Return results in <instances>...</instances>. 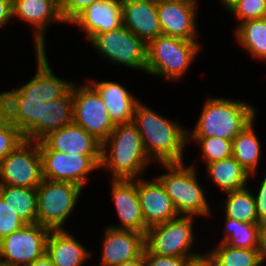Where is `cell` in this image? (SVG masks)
<instances>
[{"label": "cell", "instance_id": "d6a6232c", "mask_svg": "<svg viewBox=\"0 0 266 266\" xmlns=\"http://www.w3.org/2000/svg\"><path fill=\"white\" fill-rule=\"evenodd\" d=\"M189 142H197L205 165L232 156V141L218 137H188Z\"/></svg>", "mask_w": 266, "mask_h": 266}, {"label": "cell", "instance_id": "ab89813d", "mask_svg": "<svg viewBox=\"0 0 266 266\" xmlns=\"http://www.w3.org/2000/svg\"><path fill=\"white\" fill-rule=\"evenodd\" d=\"M13 19L12 0H0V29Z\"/></svg>", "mask_w": 266, "mask_h": 266}, {"label": "cell", "instance_id": "52a82bcc", "mask_svg": "<svg viewBox=\"0 0 266 266\" xmlns=\"http://www.w3.org/2000/svg\"><path fill=\"white\" fill-rule=\"evenodd\" d=\"M194 221V216H179L149 227L145 235V248L160 256L191 259L200 255L196 250L191 251L196 241Z\"/></svg>", "mask_w": 266, "mask_h": 266}, {"label": "cell", "instance_id": "1f68e13d", "mask_svg": "<svg viewBox=\"0 0 266 266\" xmlns=\"http://www.w3.org/2000/svg\"><path fill=\"white\" fill-rule=\"evenodd\" d=\"M207 253L214 266H261L258 249L237 248L219 242Z\"/></svg>", "mask_w": 266, "mask_h": 266}, {"label": "cell", "instance_id": "8992f818", "mask_svg": "<svg viewBox=\"0 0 266 266\" xmlns=\"http://www.w3.org/2000/svg\"><path fill=\"white\" fill-rule=\"evenodd\" d=\"M36 189V223L50 230H65L64 224L77 207L83 188L75 183L43 178Z\"/></svg>", "mask_w": 266, "mask_h": 266}, {"label": "cell", "instance_id": "2e32d148", "mask_svg": "<svg viewBox=\"0 0 266 266\" xmlns=\"http://www.w3.org/2000/svg\"><path fill=\"white\" fill-rule=\"evenodd\" d=\"M103 243V244H102ZM100 266H118L143 255L145 235L124 229L107 226L102 236Z\"/></svg>", "mask_w": 266, "mask_h": 266}, {"label": "cell", "instance_id": "7402d4cb", "mask_svg": "<svg viewBox=\"0 0 266 266\" xmlns=\"http://www.w3.org/2000/svg\"><path fill=\"white\" fill-rule=\"evenodd\" d=\"M123 25L146 44L162 35L157 4L143 0H122Z\"/></svg>", "mask_w": 266, "mask_h": 266}, {"label": "cell", "instance_id": "d590c367", "mask_svg": "<svg viewBox=\"0 0 266 266\" xmlns=\"http://www.w3.org/2000/svg\"><path fill=\"white\" fill-rule=\"evenodd\" d=\"M25 225L22 218L15 214L0 196V240Z\"/></svg>", "mask_w": 266, "mask_h": 266}, {"label": "cell", "instance_id": "f1b7e54d", "mask_svg": "<svg viewBox=\"0 0 266 266\" xmlns=\"http://www.w3.org/2000/svg\"><path fill=\"white\" fill-rule=\"evenodd\" d=\"M0 196L26 224L36 223L37 189L0 185Z\"/></svg>", "mask_w": 266, "mask_h": 266}, {"label": "cell", "instance_id": "5b68a950", "mask_svg": "<svg viewBox=\"0 0 266 266\" xmlns=\"http://www.w3.org/2000/svg\"><path fill=\"white\" fill-rule=\"evenodd\" d=\"M200 51L198 41L160 35L147 44L146 73L177 83Z\"/></svg>", "mask_w": 266, "mask_h": 266}, {"label": "cell", "instance_id": "277c9868", "mask_svg": "<svg viewBox=\"0 0 266 266\" xmlns=\"http://www.w3.org/2000/svg\"><path fill=\"white\" fill-rule=\"evenodd\" d=\"M167 173L157 175L171 198L179 216L206 217L212 211L207 202L204 187L197 178L195 165L185 167V163H159Z\"/></svg>", "mask_w": 266, "mask_h": 266}, {"label": "cell", "instance_id": "f35d334b", "mask_svg": "<svg viewBox=\"0 0 266 266\" xmlns=\"http://www.w3.org/2000/svg\"><path fill=\"white\" fill-rule=\"evenodd\" d=\"M254 193L259 225H266V173Z\"/></svg>", "mask_w": 266, "mask_h": 266}, {"label": "cell", "instance_id": "9c48e42d", "mask_svg": "<svg viewBox=\"0 0 266 266\" xmlns=\"http://www.w3.org/2000/svg\"><path fill=\"white\" fill-rule=\"evenodd\" d=\"M39 142L24 139L0 161V185L36 189L42 182Z\"/></svg>", "mask_w": 266, "mask_h": 266}, {"label": "cell", "instance_id": "7dc6e473", "mask_svg": "<svg viewBox=\"0 0 266 266\" xmlns=\"http://www.w3.org/2000/svg\"><path fill=\"white\" fill-rule=\"evenodd\" d=\"M57 5H59L60 7L64 4V2L66 0H53Z\"/></svg>", "mask_w": 266, "mask_h": 266}, {"label": "cell", "instance_id": "836d02e7", "mask_svg": "<svg viewBox=\"0 0 266 266\" xmlns=\"http://www.w3.org/2000/svg\"><path fill=\"white\" fill-rule=\"evenodd\" d=\"M23 134L0 112V161L7 157L22 141Z\"/></svg>", "mask_w": 266, "mask_h": 266}, {"label": "cell", "instance_id": "9a60e30c", "mask_svg": "<svg viewBox=\"0 0 266 266\" xmlns=\"http://www.w3.org/2000/svg\"><path fill=\"white\" fill-rule=\"evenodd\" d=\"M12 9L13 18L32 25L35 50L46 49L45 34L51 23L65 24L60 6L53 0H12Z\"/></svg>", "mask_w": 266, "mask_h": 266}, {"label": "cell", "instance_id": "ba28073f", "mask_svg": "<svg viewBox=\"0 0 266 266\" xmlns=\"http://www.w3.org/2000/svg\"><path fill=\"white\" fill-rule=\"evenodd\" d=\"M92 47L111 64L146 72L147 44L124 25L109 32L97 34ZM104 56V57H103Z\"/></svg>", "mask_w": 266, "mask_h": 266}, {"label": "cell", "instance_id": "3957f363", "mask_svg": "<svg viewBox=\"0 0 266 266\" xmlns=\"http://www.w3.org/2000/svg\"><path fill=\"white\" fill-rule=\"evenodd\" d=\"M254 106L245 100L210 97L205 100L192 131L188 137H218L233 140L256 118Z\"/></svg>", "mask_w": 266, "mask_h": 266}, {"label": "cell", "instance_id": "4dcf8cb0", "mask_svg": "<svg viewBox=\"0 0 266 266\" xmlns=\"http://www.w3.org/2000/svg\"><path fill=\"white\" fill-rule=\"evenodd\" d=\"M225 218L224 237L220 242L232 247L258 249L259 232L261 225L259 223H245L229 217Z\"/></svg>", "mask_w": 266, "mask_h": 266}, {"label": "cell", "instance_id": "4fadbf2b", "mask_svg": "<svg viewBox=\"0 0 266 266\" xmlns=\"http://www.w3.org/2000/svg\"><path fill=\"white\" fill-rule=\"evenodd\" d=\"M35 55L37 69L33 78L21 87L0 92V96H29L49 102L65 96L71 90L74 81L63 80L53 73L46 50H35Z\"/></svg>", "mask_w": 266, "mask_h": 266}, {"label": "cell", "instance_id": "5bb4252c", "mask_svg": "<svg viewBox=\"0 0 266 266\" xmlns=\"http://www.w3.org/2000/svg\"><path fill=\"white\" fill-rule=\"evenodd\" d=\"M197 0H167L157 4L162 35L197 41Z\"/></svg>", "mask_w": 266, "mask_h": 266}, {"label": "cell", "instance_id": "44dd1931", "mask_svg": "<svg viewBox=\"0 0 266 266\" xmlns=\"http://www.w3.org/2000/svg\"><path fill=\"white\" fill-rule=\"evenodd\" d=\"M70 24L82 29L90 42L97 34L123 26L122 0L94 2L81 12Z\"/></svg>", "mask_w": 266, "mask_h": 266}, {"label": "cell", "instance_id": "8fae6325", "mask_svg": "<svg viewBox=\"0 0 266 266\" xmlns=\"http://www.w3.org/2000/svg\"><path fill=\"white\" fill-rule=\"evenodd\" d=\"M50 229L40 224H26L0 240V264L26 266L46 253Z\"/></svg>", "mask_w": 266, "mask_h": 266}, {"label": "cell", "instance_id": "b9f144b4", "mask_svg": "<svg viewBox=\"0 0 266 266\" xmlns=\"http://www.w3.org/2000/svg\"><path fill=\"white\" fill-rule=\"evenodd\" d=\"M185 266H214L213 260L208 253H203L189 259Z\"/></svg>", "mask_w": 266, "mask_h": 266}, {"label": "cell", "instance_id": "e575fe53", "mask_svg": "<svg viewBox=\"0 0 266 266\" xmlns=\"http://www.w3.org/2000/svg\"><path fill=\"white\" fill-rule=\"evenodd\" d=\"M240 23L258 18H264L266 0H238L228 10Z\"/></svg>", "mask_w": 266, "mask_h": 266}, {"label": "cell", "instance_id": "603a6c76", "mask_svg": "<svg viewBox=\"0 0 266 266\" xmlns=\"http://www.w3.org/2000/svg\"><path fill=\"white\" fill-rule=\"evenodd\" d=\"M88 82L100 94L114 125L133 121L135 106L140 101L139 98L115 81L89 79Z\"/></svg>", "mask_w": 266, "mask_h": 266}, {"label": "cell", "instance_id": "6da1fadb", "mask_svg": "<svg viewBox=\"0 0 266 266\" xmlns=\"http://www.w3.org/2000/svg\"><path fill=\"white\" fill-rule=\"evenodd\" d=\"M133 122L149 158L156 163H182L188 144V129L178 121L163 117L153 108L138 102Z\"/></svg>", "mask_w": 266, "mask_h": 266}, {"label": "cell", "instance_id": "e0dca14e", "mask_svg": "<svg viewBox=\"0 0 266 266\" xmlns=\"http://www.w3.org/2000/svg\"><path fill=\"white\" fill-rule=\"evenodd\" d=\"M112 199L119 224L111 225L115 229L133 230L146 235L148 226L140 206L137 191V179H112Z\"/></svg>", "mask_w": 266, "mask_h": 266}, {"label": "cell", "instance_id": "30bf717a", "mask_svg": "<svg viewBox=\"0 0 266 266\" xmlns=\"http://www.w3.org/2000/svg\"><path fill=\"white\" fill-rule=\"evenodd\" d=\"M72 96L73 122L103 143L115 125L109 118L100 94L89 82L77 86L74 81Z\"/></svg>", "mask_w": 266, "mask_h": 266}, {"label": "cell", "instance_id": "60d3db41", "mask_svg": "<svg viewBox=\"0 0 266 266\" xmlns=\"http://www.w3.org/2000/svg\"><path fill=\"white\" fill-rule=\"evenodd\" d=\"M258 254L261 266L266 262V225H261L259 232Z\"/></svg>", "mask_w": 266, "mask_h": 266}, {"label": "cell", "instance_id": "484cf974", "mask_svg": "<svg viewBox=\"0 0 266 266\" xmlns=\"http://www.w3.org/2000/svg\"><path fill=\"white\" fill-rule=\"evenodd\" d=\"M72 88L63 97L42 104L39 118V141L49 133L59 130L73 122Z\"/></svg>", "mask_w": 266, "mask_h": 266}, {"label": "cell", "instance_id": "ffe728a7", "mask_svg": "<svg viewBox=\"0 0 266 266\" xmlns=\"http://www.w3.org/2000/svg\"><path fill=\"white\" fill-rule=\"evenodd\" d=\"M137 191L144 221L148 227L179 217L171 198L156 176L151 181L143 177L137 179Z\"/></svg>", "mask_w": 266, "mask_h": 266}, {"label": "cell", "instance_id": "83f0119b", "mask_svg": "<svg viewBox=\"0 0 266 266\" xmlns=\"http://www.w3.org/2000/svg\"><path fill=\"white\" fill-rule=\"evenodd\" d=\"M234 33L238 46L244 48L253 59L266 61V18L239 23Z\"/></svg>", "mask_w": 266, "mask_h": 266}, {"label": "cell", "instance_id": "f6af8a7d", "mask_svg": "<svg viewBox=\"0 0 266 266\" xmlns=\"http://www.w3.org/2000/svg\"><path fill=\"white\" fill-rule=\"evenodd\" d=\"M238 0H221L222 6L227 10Z\"/></svg>", "mask_w": 266, "mask_h": 266}, {"label": "cell", "instance_id": "ac0fdd59", "mask_svg": "<svg viewBox=\"0 0 266 266\" xmlns=\"http://www.w3.org/2000/svg\"><path fill=\"white\" fill-rule=\"evenodd\" d=\"M43 99L29 96H0V112L23 134L39 142V118Z\"/></svg>", "mask_w": 266, "mask_h": 266}, {"label": "cell", "instance_id": "d4e9b609", "mask_svg": "<svg viewBox=\"0 0 266 266\" xmlns=\"http://www.w3.org/2000/svg\"><path fill=\"white\" fill-rule=\"evenodd\" d=\"M205 167L206 176L222 190V194L248 187L250 175L233 156L211 162Z\"/></svg>", "mask_w": 266, "mask_h": 266}, {"label": "cell", "instance_id": "bcb514c9", "mask_svg": "<svg viewBox=\"0 0 266 266\" xmlns=\"http://www.w3.org/2000/svg\"><path fill=\"white\" fill-rule=\"evenodd\" d=\"M143 1L151 2V3H154V4H159V3L165 2L167 0H143Z\"/></svg>", "mask_w": 266, "mask_h": 266}, {"label": "cell", "instance_id": "cb8c5ba5", "mask_svg": "<svg viewBox=\"0 0 266 266\" xmlns=\"http://www.w3.org/2000/svg\"><path fill=\"white\" fill-rule=\"evenodd\" d=\"M71 232L51 230L46 244V254L54 266H84L91 259V250L79 242Z\"/></svg>", "mask_w": 266, "mask_h": 266}, {"label": "cell", "instance_id": "4316f807", "mask_svg": "<svg viewBox=\"0 0 266 266\" xmlns=\"http://www.w3.org/2000/svg\"><path fill=\"white\" fill-rule=\"evenodd\" d=\"M255 120L250 122L233 140L232 156L254 178L262 155L261 144L254 130Z\"/></svg>", "mask_w": 266, "mask_h": 266}, {"label": "cell", "instance_id": "7bdbcfd3", "mask_svg": "<svg viewBox=\"0 0 266 266\" xmlns=\"http://www.w3.org/2000/svg\"><path fill=\"white\" fill-rule=\"evenodd\" d=\"M26 266H54L50 257L45 253L43 256Z\"/></svg>", "mask_w": 266, "mask_h": 266}, {"label": "cell", "instance_id": "f546056e", "mask_svg": "<svg viewBox=\"0 0 266 266\" xmlns=\"http://www.w3.org/2000/svg\"><path fill=\"white\" fill-rule=\"evenodd\" d=\"M224 216L245 223H259L255 198L250 188L229 191L224 193Z\"/></svg>", "mask_w": 266, "mask_h": 266}, {"label": "cell", "instance_id": "7c38bea8", "mask_svg": "<svg viewBox=\"0 0 266 266\" xmlns=\"http://www.w3.org/2000/svg\"><path fill=\"white\" fill-rule=\"evenodd\" d=\"M40 153L42 176L50 181L71 182L84 188L91 171L100 169L101 156H85L53 150H40Z\"/></svg>", "mask_w": 266, "mask_h": 266}, {"label": "cell", "instance_id": "ee69618b", "mask_svg": "<svg viewBox=\"0 0 266 266\" xmlns=\"http://www.w3.org/2000/svg\"><path fill=\"white\" fill-rule=\"evenodd\" d=\"M118 266H147V265L144 261L143 255H142L139 259L127 261L126 263L120 264Z\"/></svg>", "mask_w": 266, "mask_h": 266}, {"label": "cell", "instance_id": "7a4b0ae2", "mask_svg": "<svg viewBox=\"0 0 266 266\" xmlns=\"http://www.w3.org/2000/svg\"><path fill=\"white\" fill-rule=\"evenodd\" d=\"M152 162L133 121L115 125L102 143L100 169L111 172L112 179L142 178Z\"/></svg>", "mask_w": 266, "mask_h": 266}, {"label": "cell", "instance_id": "d6986e66", "mask_svg": "<svg viewBox=\"0 0 266 266\" xmlns=\"http://www.w3.org/2000/svg\"><path fill=\"white\" fill-rule=\"evenodd\" d=\"M102 143L84 128L71 124L49 133L39 141V150H53L85 156H101Z\"/></svg>", "mask_w": 266, "mask_h": 266}, {"label": "cell", "instance_id": "8d00e7d4", "mask_svg": "<svg viewBox=\"0 0 266 266\" xmlns=\"http://www.w3.org/2000/svg\"><path fill=\"white\" fill-rule=\"evenodd\" d=\"M98 1L101 0H66L60 7L61 15L65 24H70L88 6Z\"/></svg>", "mask_w": 266, "mask_h": 266}, {"label": "cell", "instance_id": "74e56055", "mask_svg": "<svg viewBox=\"0 0 266 266\" xmlns=\"http://www.w3.org/2000/svg\"><path fill=\"white\" fill-rule=\"evenodd\" d=\"M143 258L147 266H185L190 259L188 257L160 256L150 253L146 248L143 250Z\"/></svg>", "mask_w": 266, "mask_h": 266}]
</instances>
